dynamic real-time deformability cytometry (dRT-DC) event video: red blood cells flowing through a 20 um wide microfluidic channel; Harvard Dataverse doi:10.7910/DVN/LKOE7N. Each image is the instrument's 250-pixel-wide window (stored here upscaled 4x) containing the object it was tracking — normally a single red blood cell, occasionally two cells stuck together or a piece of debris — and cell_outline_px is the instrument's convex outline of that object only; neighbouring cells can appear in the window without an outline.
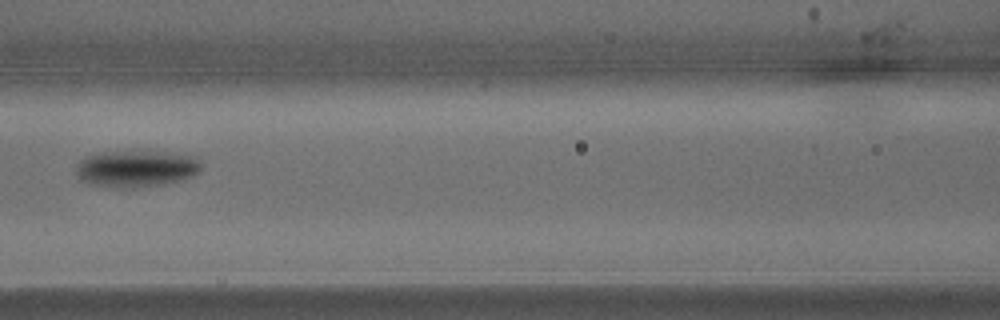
{"species": "common noctule bat (a hibernating species)", "species_latin": "Nyctalus noctula", "temperature_condition": "warm", "stored_images_in_passage": 4, "camera_frame_rate_fps": 3000, "um_per_image_px": 0.085, "animal": {"sex": "male", "body_mass_g": 15.6}, "frame": {"image": 1, "passage_image": 4, "time_ms": 1.0, "image_size_px": [1000, 320], "cell_outline_px": [[200, 172], [192, 176], [180, 180], [164, 184], [132, 188], [88, 184], [80, 180], [76, 176], [76, 164], [80, 160], [88, 156], [104, 152], [168, 152], [196, 156], [200, 160]], "centroid_in_image_um": [11.59, 14.34], "position_along_channel_um": 155.0, "area_um2": 26.7}}